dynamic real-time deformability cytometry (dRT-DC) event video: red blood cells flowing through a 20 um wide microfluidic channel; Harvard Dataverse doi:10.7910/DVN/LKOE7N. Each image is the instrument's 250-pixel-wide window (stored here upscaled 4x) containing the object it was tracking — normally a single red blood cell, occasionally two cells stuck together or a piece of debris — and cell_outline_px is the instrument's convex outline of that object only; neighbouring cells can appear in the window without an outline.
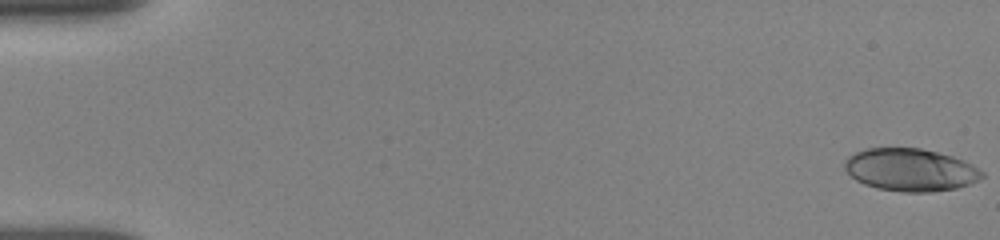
{"species": "human", "species_latin": "Homo sapiens", "temperature_condition": "room temperature", "stored_images_in_passage": 19, "camera_frame_rate_fps": 3000, "um_per_image_px": 0.085, "donor": {"sex": "female"}, "frame": {"image": 1, "passage_image": 1, "time_ms": 0.0, "image_size_px": [1000, 240], "cell_outline_px": [[984, 176], [968, 184], [956, 188], [932, 192], [904, 192], [876, 188], [864, 184], [856, 180], [844, 168], [844, 160], [848, 156], [856, 152], [868, 148], [920, 148], [952, 156], [964, 160], [972, 164], [984, 172]], "centroid_in_image_um": [77.38, 14.43], "position_along_channel_um": 7.6, "area_um2": 34.04}}
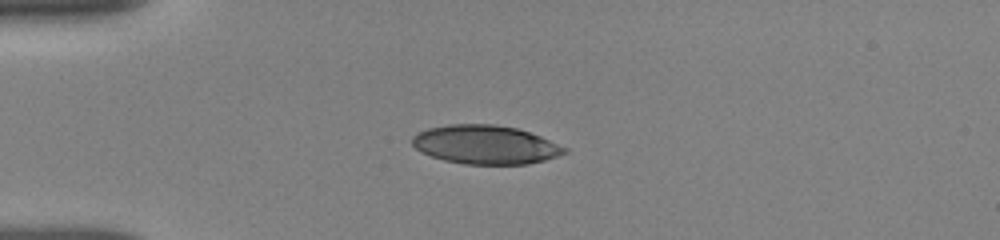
{"frame": {"image": 2, "passage_image": 14, "time_ms": 4.333, "image_size_px": [1000, 240], "cell_outline_px": [[568, 152], [544, 160], [528, 164], [464, 164], [444, 160], [420, 152], [412, 144], [412, 136], [428, 128], [448, 124], [492, 124], [516, 128], [540, 136], [568, 148]], "centroid_in_image_um": [41.25, 12.3], "position_along_channel_um": 43.7, "area_um2": 34.28}}
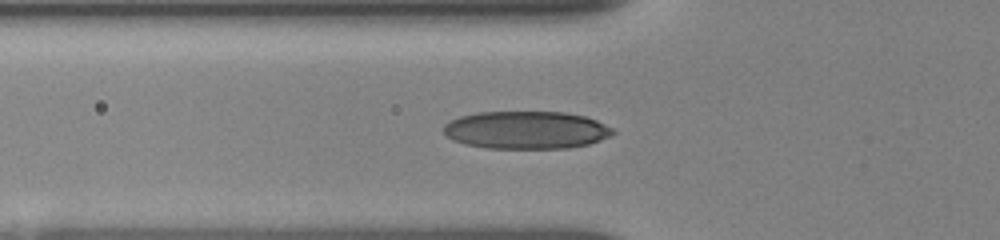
{"frame": {"image": 3, "passage_image": 19, "time_ms": 6.0, "image_size_px": [1000, 240], "cell_outline_px": [[616, 132], [600, 140], [588, 144], [568, 148], [488, 148], [464, 144], [452, 140], [444, 132], [444, 124], [460, 116], [480, 112], [564, 112], [584, 116], [596, 120], [612, 128]], "centroid_in_image_um": [44.72, 11.05], "position_along_channel_um": 81.1, "area_um2": 37.05}}